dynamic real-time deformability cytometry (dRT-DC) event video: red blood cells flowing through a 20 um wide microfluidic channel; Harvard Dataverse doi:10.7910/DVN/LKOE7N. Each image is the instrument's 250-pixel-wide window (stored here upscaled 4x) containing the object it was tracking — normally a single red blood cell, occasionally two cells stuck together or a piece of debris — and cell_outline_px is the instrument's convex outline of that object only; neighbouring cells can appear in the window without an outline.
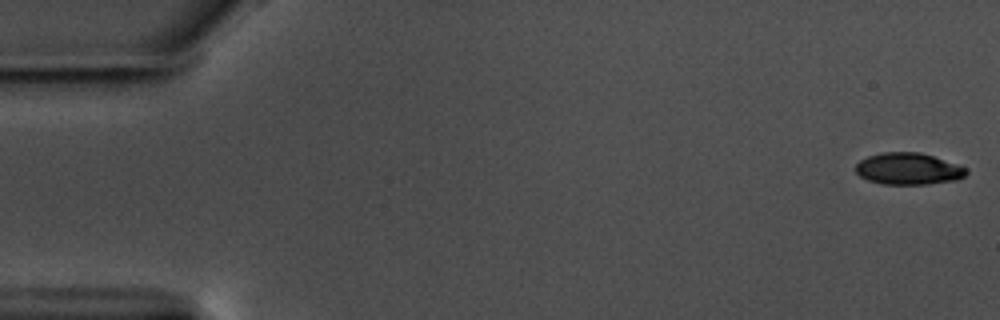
{"species": "common noctule bat (a hibernating species)", "species_latin": "Nyctalus noctula", "temperature_condition": "warm", "stored_images_in_passage": 57, "camera_frame_rate_fps": 3000, "um_per_image_px": 0.085, "animal": {"sex": "male", "body_mass_g": 17.5, "forearm_length_mm": 52.3}, "frame": {"image": 1, "passage_image": 1, "time_ms": 0.0, "image_size_px": [1000, 320], "cell_outline_px": [[968, 172], [964, 176], [956, 180], [928, 184], [884, 184], [868, 180], [860, 176], [856, 172], [856, 164], [860, 160], [868, 156], [884, 152], [920, 152], [968, 168]], "centroid_in_image_um": [77.21, 14.35], "position_along_channel_um": 7.8, "area_um2": 20.35}}
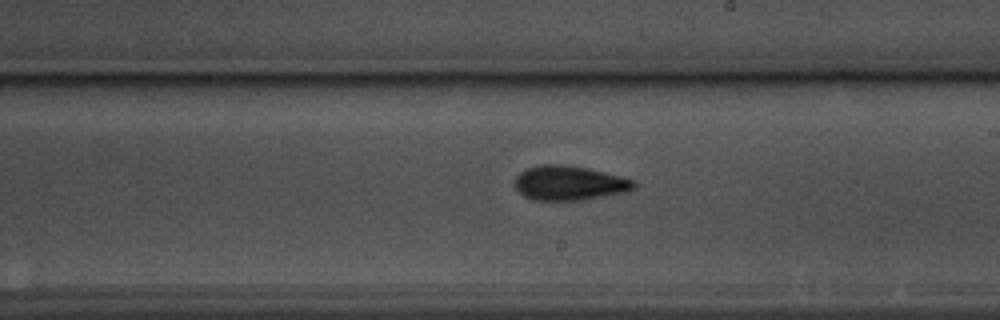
{"frame": {"image": 2, "passage_image": 33, "time_ms": 10.667, "image_size_px": [1000, 320], "cell_outline_px": [[636, 188], [628, 192], [580, 200], [532, 200], [516, 192], [512, 184], [512, 180], [520, 172], [528, 168], [540, 164], [560, 164], [588, 168], [636, 180]], "centroid_in_image_um": [48.35, 15.56], "position_along_channel_um": 240.6, "area_um2": 24.39}}
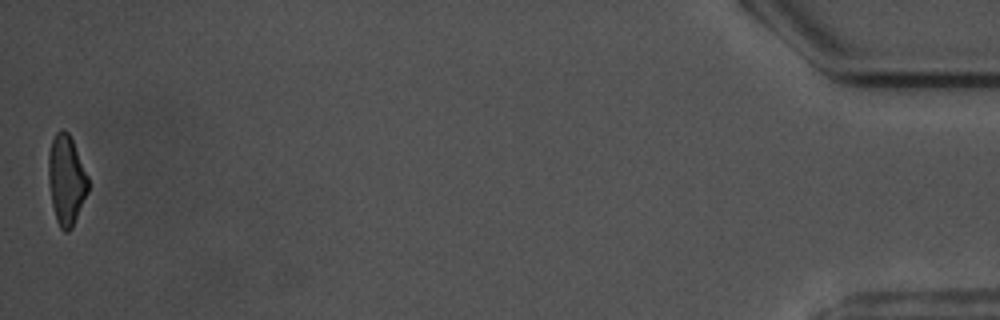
{"frame": {"image": 3, "passage_image": 57, "time_ms": 18.667, "image_size_px": [1000, 320], "cell_outline_px": [[88, 192], [72, 228], [68, 232], [64, 232], [60, 228], [56, 220], [52, 204], [48, 180], [48, 152], [52, 140], [56, 132], [60, 128], [64, 128], [68, 132], [72, 140], [88, 176]], "centroid_in_image_um": [5.62, 15.29], "position_along_channel_um": 429.6, "area_um2": 20.87}, "authors_computed_cell_mechanics": {"area_um2": 22.1374, "velocity_mm_per_s": 3.5811, "shape_relaxation_time_tau1_ms": 3.5459, "shape_relaxation_time_tau2_ms": 3.4345, "deformation_change_tau1": 0.1407, "deformation_change_tau2": 0.1084}}